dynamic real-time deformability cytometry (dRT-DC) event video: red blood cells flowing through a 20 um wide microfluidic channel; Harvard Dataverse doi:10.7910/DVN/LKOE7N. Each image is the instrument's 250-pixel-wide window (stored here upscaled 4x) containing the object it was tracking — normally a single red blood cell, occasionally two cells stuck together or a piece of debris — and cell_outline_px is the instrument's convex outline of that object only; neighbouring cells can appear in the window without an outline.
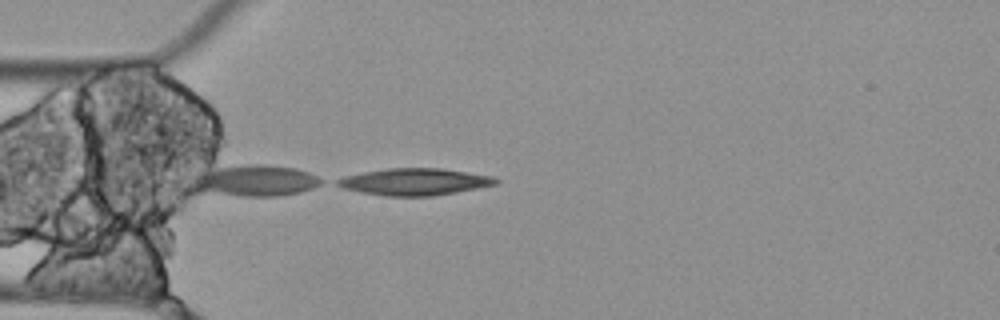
{"species": "Egyptian fruit bat (a non-hibernating species)", "species_latin": "Rousettus aegyptiacus", "temperature_condition": "cold", "stored_images_in_passage": 1, "camera_frame_rate_fps": 3000, "um_per_image_px": 0.085, "animal": {"sex": "female"}, "frame": {"image": 1, "passage_image": 1, "time_ms": 0.0, "image_size_px": [1000, 320], "cell_outline_px": [[500, 180], [496, 184], [456, 192], [432, 196], [384, 196], [360, 192], [344, 188], [336, 184], [336, 180], [344, 176], [364, 172], [388, 168], [440, 168], [492, 176]], "centroid_in_image_um": [35.22, 15.45], "position_along_channel_um": 49.8, "area_um2": 24.62}}